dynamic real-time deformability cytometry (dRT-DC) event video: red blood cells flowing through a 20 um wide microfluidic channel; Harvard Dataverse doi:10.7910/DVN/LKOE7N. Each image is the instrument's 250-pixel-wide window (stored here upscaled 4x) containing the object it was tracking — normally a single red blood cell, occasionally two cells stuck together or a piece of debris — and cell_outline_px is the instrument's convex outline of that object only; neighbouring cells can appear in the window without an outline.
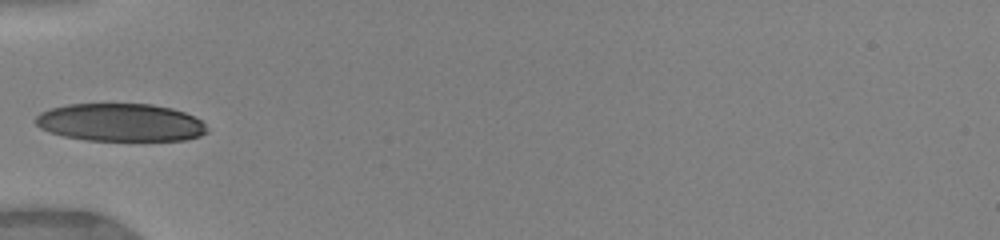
{"species": "human", "species_latin": "Homo sapiens", "temperature_condition": "warm", "stored_images_in_passage": 11, "camera_frame_rate_fps": 3000, "um_per_image_px": 0.085, "donor": {"sex": "female"}, "frame": {"image": 1, "passage_image": 7, "time_ms": 4.0, "image_size_px": [1000, 240], "cell_outline_px": [[208, 132], [200, 136], [184, 140], [84, 140], [64, 136], [48, 132], [40, 128], [36, 124], [36, 116], [40, 112], [52, 108], [68, 104], [152, 104], [172, 108], [184, 112], [200, 120], [208, 128]], "centroid_in_image_um": [10.23, 10.41], "position_along_channel_um": 74.8, "area_um2": 37.8}}